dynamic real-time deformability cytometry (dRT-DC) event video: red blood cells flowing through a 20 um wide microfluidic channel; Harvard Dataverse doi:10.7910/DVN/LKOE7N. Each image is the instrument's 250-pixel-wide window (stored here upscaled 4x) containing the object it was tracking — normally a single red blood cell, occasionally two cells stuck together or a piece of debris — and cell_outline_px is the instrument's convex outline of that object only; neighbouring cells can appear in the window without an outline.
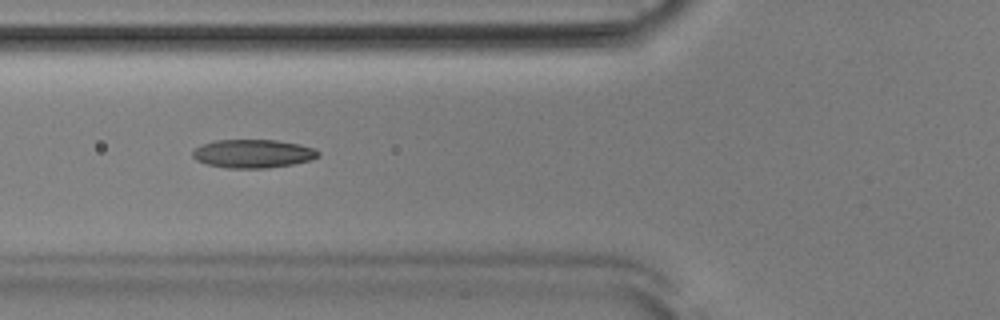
{"species": "Egyptian fruit bat (a non-hibernating species)", "species_latin": "Rousettus aegyptiacus", "temperature_condition": "room temperature", "stored_images_in_passage": 47, "camera_frame_rate_fps": 3000, "um_per_image_px": 0.085, "animal": {"sex": "male"}, "frame": {"image": 1, "passage_image": 14, "time_ms": 4.333, "image_size_px": [1000, 320], "cell_outline_px": [[320, 156], [308, 160], [292, 164], [268, 168], [224, 168], [208, 164], [196, 160], [192, 156], [192, 148], [200, 144], [212, 140], [276, 140], [300, 144], [316, 148], [320, 152]], "centroid_in_image_um": [21.47, 13.05], "position_along_channel_um": 104.3, "area_um2": 21.1}}
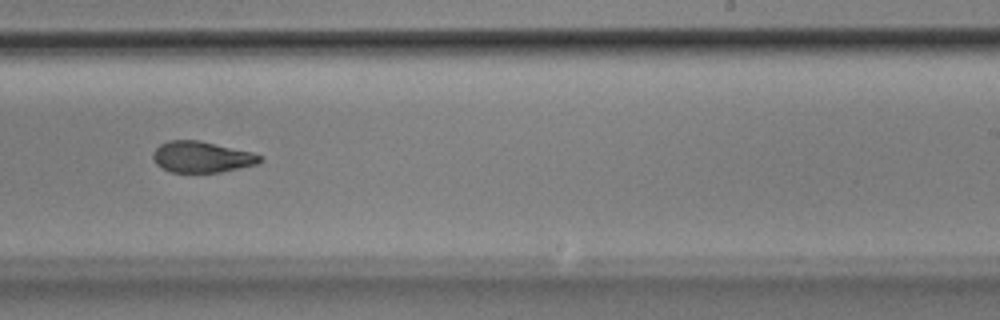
{"frame": {"image": 2, "passage_image": 27, "time_ms": 8.667, "image_size_px": [1000, 320], "cell_outline_px": [[264, 160], [260, 164], [220, 172], [172, 172], [156, 164], [152, 156], [152, 152], [160, 144], [168, 140], [200, 140], [252, 152], [264, 156]], "centroid_in_image_um": [17.2, 13.33], "position_along_channel_um": 271.8, "area_um2": 19.59}}
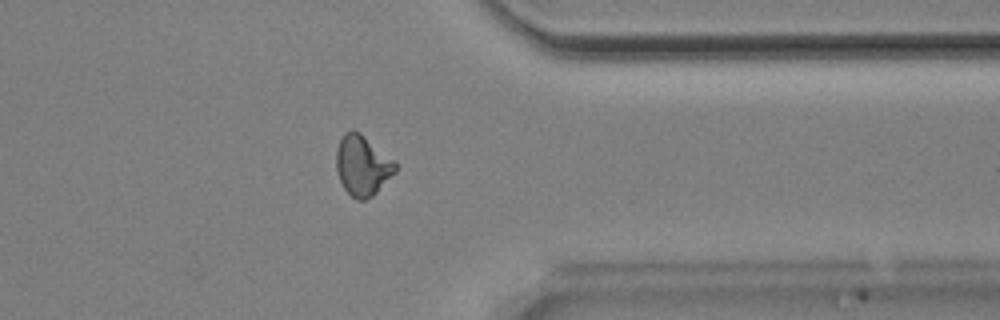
{"frame": {"image": 3, "passage_image": 36, "time_ms": 11.667, "image_size_px": [1000, 320], "cell_outline_px": [[400, 164], [396, 172], [372, 196], [364, 200], [356, 200], [344, 188], [340, 180], [336, 168], [336, 152], [340, 140], [344, 132], [360, 132], [396, 160]], "centroid_in_image_um": [30.85, 14.07], "position_along_channel_um": 380.5, "area_um2": 20.87}, "authors_computed_cell_mechanics": {"area_um2": 20.3456, "velocity_mm_per_s": 3.8683, "shape_relaxation_time_tau1_ms": 9.9542, "shape_relaxation_time_tau2_ms": 4.0942, "deformation_change_tau1": 0.225, "deformation_change_tau2": 0.109}}